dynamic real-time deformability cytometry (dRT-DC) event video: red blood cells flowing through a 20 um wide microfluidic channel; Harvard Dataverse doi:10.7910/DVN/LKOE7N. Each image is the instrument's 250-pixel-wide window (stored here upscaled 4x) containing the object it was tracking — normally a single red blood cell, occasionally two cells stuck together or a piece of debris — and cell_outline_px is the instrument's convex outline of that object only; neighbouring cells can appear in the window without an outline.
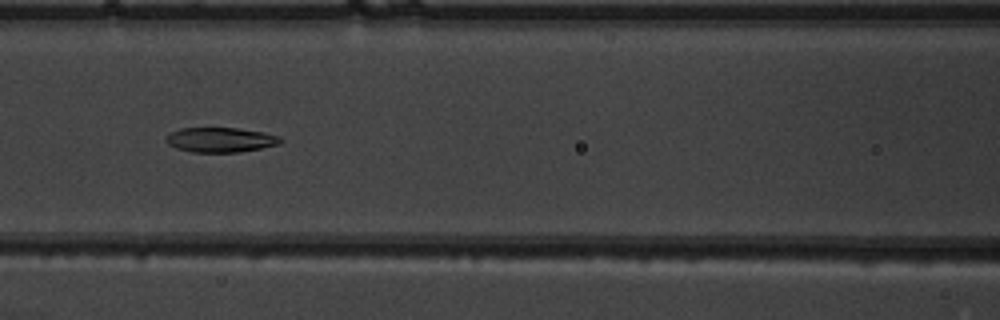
{"species": "common noctule bat (a hibernating species)", "species_latin": "Nyctalus noctula", "temperature_condition": "warm", "stored_images_in_passage": 52, "camera_frame_rate_fps": 3000, "um_per_image_px": 0.085, "animal": {"sex": "male", "body_mass_g": 19.5, "forearm_length_mm": 54.6}, "frame": {"image": 1, "passage_image": 23, "time_ms": 7.333, "image_size_px": [1000, 320], "cell_outline_px": [[284, 140], [280, 144], [260, 148], [236, 152], [192, 152], [176, 148], [168, 144], [164, 140], [172, 132], [180, 128], [236, 128], [264, 132], [280, 136]], "centroid_in_image_um": [18.76, 11.88], "position_along_channel_um": 147.8, "area_um2": 16.47}}
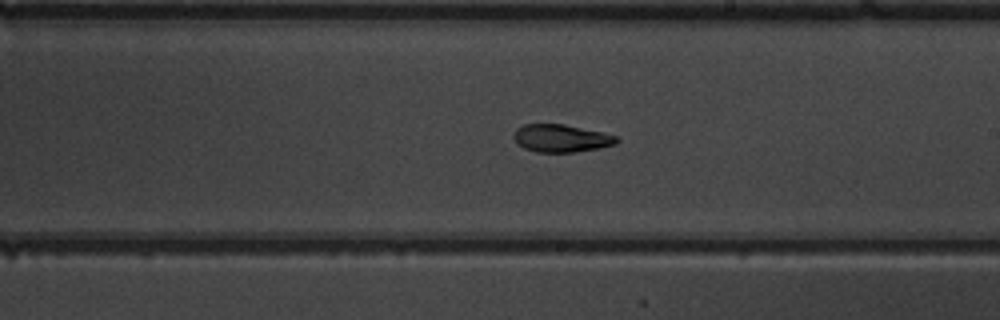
{"frame": {"image": 2, "passage_image": 30, "time_ms": 9.667, "image_size_px": [1000, 320], "cell_outline_px": [[620, 140], [616, 144], [600, 148], [576, 152], [536, 152], [524, 148], [516, 144], [512, 136], [516, 128], [524, 124], [564, 124], [604, 132], [620, 136]], "centroid_in_image_um": [47.72, 11.75], "position_along_channel_um": 241.3, "area_um2": 16.99}}
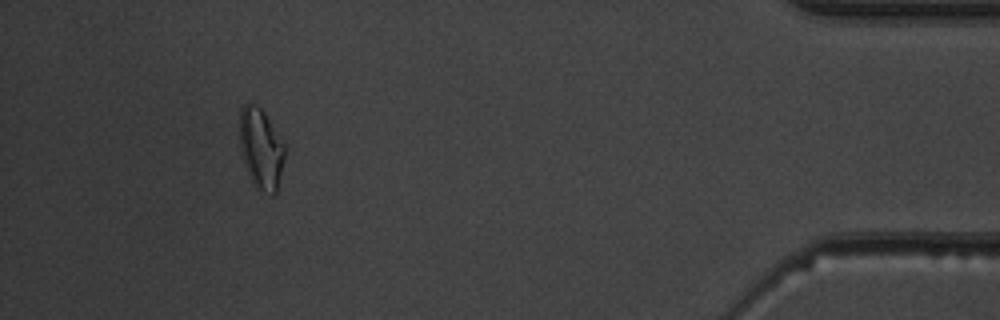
{"frame": {"image": 3, "passage_image": 47, "time_ms": 15.333, "image_size_px": [1000, 320], "cell_outline_px": [[284, 156], [276, 192], [272, 192], [256, 188], [252, 184], [240, 152], [240, 108], [244, 104], [252, 104], [260, 108], [264, 112], [284, 144]], "centroid_in_image_um": [22.15, 12.61], "position_along_channel_um": 413.1, "area_um2": 20.63}}